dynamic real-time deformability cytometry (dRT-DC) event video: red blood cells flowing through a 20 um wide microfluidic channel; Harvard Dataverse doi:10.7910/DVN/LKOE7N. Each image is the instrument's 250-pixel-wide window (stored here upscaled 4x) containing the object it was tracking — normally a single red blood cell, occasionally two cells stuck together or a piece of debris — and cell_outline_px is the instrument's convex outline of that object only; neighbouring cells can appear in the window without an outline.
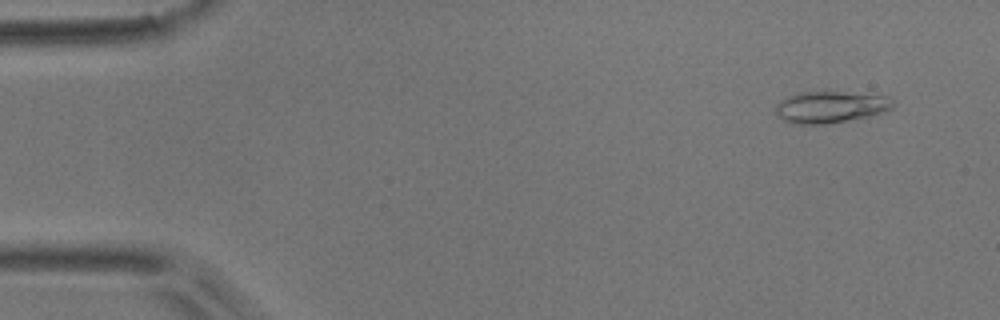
{"species": "common noctule bat (a hibernating species)", "species_latin": "Nyctalus noctula", "temperature_condition": "room temperature", "stored_images_in_passage": 5, "camera_frame_rate_fps": 3000, "um_per_image_px": 0.085, "animal": {"sex": "male", "body_mass_g": 17.9}, "frame": {"image": 1, "passage_image": 2, "time_ms": 0.333, "image_size_px": [1000, 320], "cell_outline_px": [[896, 104], [892, 108], [884, 112], [868, 116], [824, 124], [792, 124], [784, 120], [776, 112], [776, 104], [784, 96], [796, 92], [840, 92], [888, 96]], "centroid_in_image_um": [70.56, 9.09], "position_along_channel_um": 14.4, "area_um2": 21.62}}